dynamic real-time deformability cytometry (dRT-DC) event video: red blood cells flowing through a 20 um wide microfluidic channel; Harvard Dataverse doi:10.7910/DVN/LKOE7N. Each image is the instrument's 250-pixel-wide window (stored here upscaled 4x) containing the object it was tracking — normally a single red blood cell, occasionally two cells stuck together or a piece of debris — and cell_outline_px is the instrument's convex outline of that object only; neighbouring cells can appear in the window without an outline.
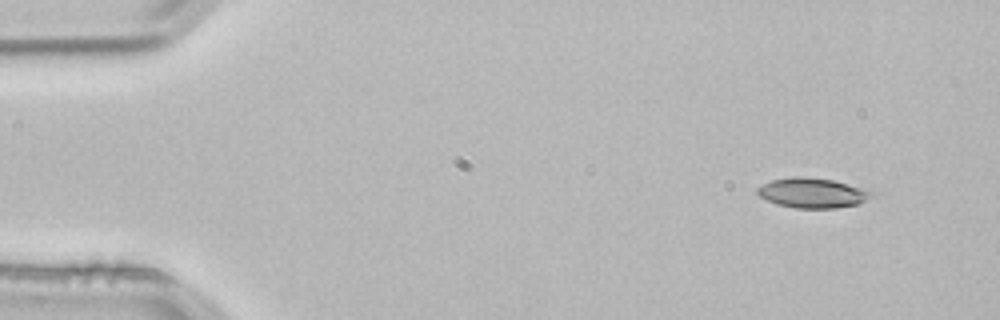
{"species": "common noctule bat (a hibernating species)", "species_latin": "Nyctalus noctula", "temperature_condition": "room temperature", "stored_images_in_passage": 2, "camera_frame_rate_fps": 3000, "um_per_image_px": 0.085, "animal": {"sex": "male", "body_mass_g": 21.5, "forearm_length_mm": 52.0}, "frame": {"image": 1, "passage_image": 1, "time_ms": 0.0, "image_size_px": [1000, 320], "cell_outline_px": [[876, 196], [856, 204], [836, 208], [796, 208], [776, 204], [760, 196], [756, 192], [756, 188], [772, 180], [792, 176], [804, 176], [832, 180], [860, 188], [872, 192]], "centroid_in_image_um": [69.03, 16.4], "position_along_channel_um": 16.0, "area_um2": 19.71}}